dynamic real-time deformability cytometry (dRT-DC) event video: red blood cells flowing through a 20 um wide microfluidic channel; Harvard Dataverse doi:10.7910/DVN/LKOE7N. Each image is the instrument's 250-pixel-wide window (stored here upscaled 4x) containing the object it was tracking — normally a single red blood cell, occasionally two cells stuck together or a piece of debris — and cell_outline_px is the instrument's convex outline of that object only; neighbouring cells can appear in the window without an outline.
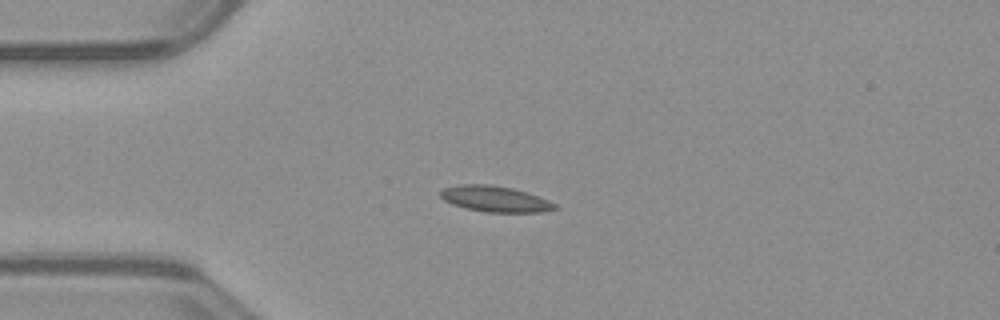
{"species": "common noctule bat (a hibernating species)", "species_latin": "Nyctalus noctula", "temperature_condition": "warm", "stored_images_in_passage": 40, "camera_frame_rate_fps": 3000, "um_per_image_px": 0.085, "animal": {"sex": "male", "body_mass_g": 23.1, "forearm_length_mm": 52.7}, "frame": {"image": 1, "passage_image": 1, "time_ms": 0.0, "image_size_px": [1000, 320], "cell_outline_px": [[560, 208], [544, 212], [484, 212], [464, 208], [452, 204], [444, 200], [440, 196], [440, 192], [444, 188], [460, 184], [488, 184], [512, 188], [548, 200], [556, 204]], "centroid_in_image_um": [42.07, 16.92], "position_along_channel_um": 42.9, "area_um2": 17.22}}
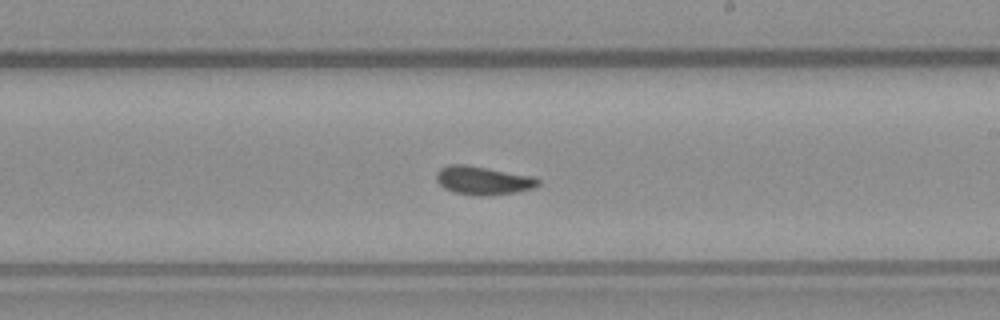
{"frame": {"image": 2, "passage_image": 18, "time_ms": 5.667, "image_size_px": [1000, 320], "cell_outline_px": [[540, 184], [532, 188], [516, 192], [480, 196], [476, 196], [456, 192], [444, 188], [436, 180], [436, 172], [440, 168], [448, 164], [464, 164], [536, 176], [540, 180]], "centroid_in_image_um": [41.07, 15.32], "position_along_channel_um": 247.9, "area_um2": 16.94}}
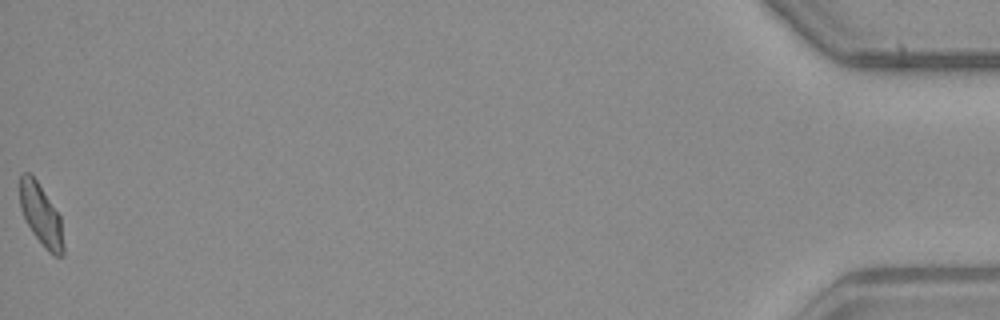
{"frame": {"image": 3, "passage_image": 40, "time_ms": 13.0, "image_size_px": [1000, 320], "cell_outline_px": [[64, 256], [56, 256], [48, 252], [44, 248], [32, 232], [20, 208], [20, 176], [24, 172], [28, 172], [36, 180], [60, 216], [64, 244]], "centroid_in_image_um": [3.5, 18.32], "position_along_channel_um": 431.7, "area_um2": 15.43}, "authors_computed_cell_mechanics": {"area_um2": 16.2996, "velocity_mm_per_s": 3.9858, "shape_relaxation_time_tau1_ms": null, "shape_relaxation_time_tau2_ms": 1.9636, "deformation_change_tau1": null, "deformation_change_tau2": 0.0617}}